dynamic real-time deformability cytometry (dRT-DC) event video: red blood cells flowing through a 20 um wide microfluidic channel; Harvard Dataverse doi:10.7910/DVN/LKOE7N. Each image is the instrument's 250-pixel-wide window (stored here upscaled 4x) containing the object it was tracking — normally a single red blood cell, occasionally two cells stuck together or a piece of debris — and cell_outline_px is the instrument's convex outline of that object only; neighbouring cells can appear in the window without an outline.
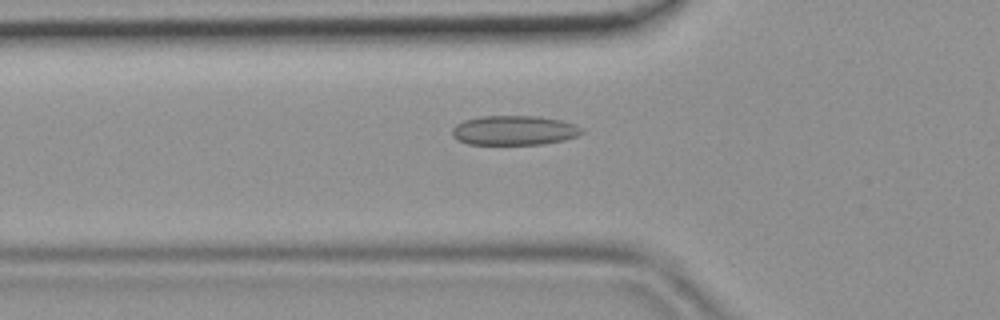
{"species": "common noctule bat (a hibernating species)", "species_latin": "Nyctalus noctula", "temperature_condition": "room temperature", "stored_images_in_passage": 31, "camera_frame_rate_fps": 3000, "um_per_image_px": 0.085, "animal": {"sex": "female", "body_mass_g": 19.9}, "frame": {"image": 1, "passage_image": 5, "time_ms": 1.333, "image_size_px": [1000, 320], "cell_outline_px": [[584, 132], [576, 136], [564, 140], [544, 144], [468, 144], [456, 140], [452, 136], [452, 128], [456, 124], [464, 120], [480, 116], [536, 116], [560, 120], [584, 128]], "centroid_in_image_um": [43.68, 11.08], "position_along_channel_um": 82.1, "area_um2": 22.37}}
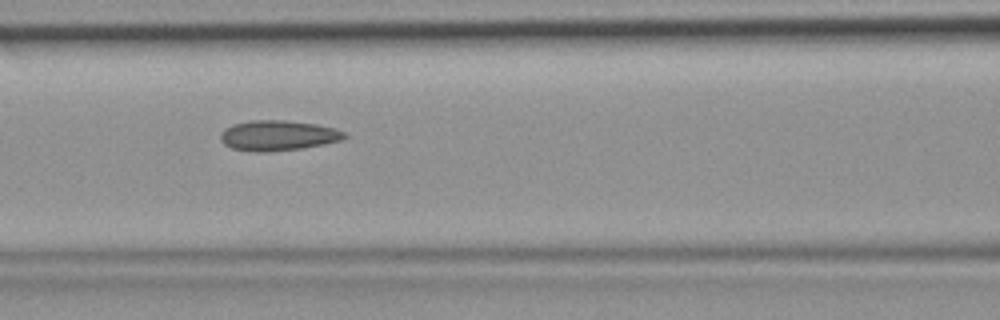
{"frame": {"image": 2, "passage_image": 9, "time_ms": 2.667, "image_size_px": [1000, 320], "cell_outline_px": [[348, 136], [340, 140], [324, 144], [300, 148], [260, 152], [256, 152], [232, 148], [224, 144], [220, 140], [220, 132], [224, 128], [232, 124], [252, 120], [284, 120], [316, 124], [336, 128], [344, 132]], "centroid_in_image_um": [23.6, 11.5], "position_along_channel_um": 143.0, "area_um2": 21.79}}
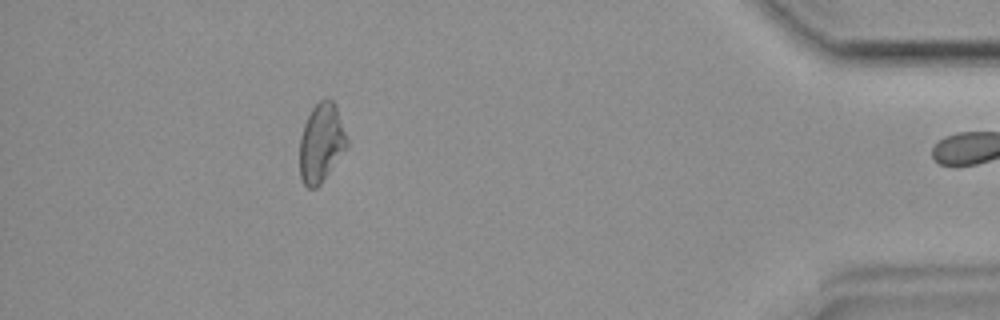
{"frame": {"image": 3, "passage_image": 30, "time_ms": 9.667, "image_size_px": [1000, 320], "cell_outline_px": [[348, 148], [320, 184], [316, 188], [308, 188], [300, 180], [300, 136], [304, 124], [312, 108], [320, 100], [332, 100], [336, 104], [348, 140]], "centroid_in_image_um": [27.32, 12.16], "position_along_channel_um": 407.9, "area_um2": 21.79}}